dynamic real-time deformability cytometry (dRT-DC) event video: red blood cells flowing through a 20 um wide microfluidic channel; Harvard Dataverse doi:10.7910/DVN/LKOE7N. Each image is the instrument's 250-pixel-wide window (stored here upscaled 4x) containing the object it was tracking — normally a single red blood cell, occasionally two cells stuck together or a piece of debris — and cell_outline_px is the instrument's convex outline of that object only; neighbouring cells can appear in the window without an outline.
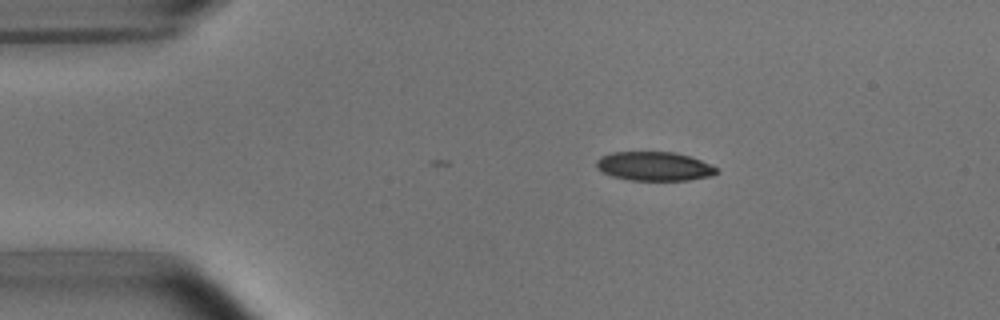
{"species": "common noctule bat (a hibernating species)", "species_latin": "Nyctalus noctula", "temperature_condition": "room temperature", "stored_images_in_passage": 3, "camera_frame_rate_fps": 3000, "um_per_image_px": 0.085, "animal": {"sex": "male", "body_mass_g": 15.6}, "frame": {"image": 1, "passage_image": 1, "time_ms": 0.0, "image_size_px": [1000, 320], "cell_outline_px": [[720, 172], [712, 176], [688, 180], [632, 180], [612, 176], [600, 172], [596, 168], [596, 160], [600, 156], [612, 152], [672, 152], [688, 156], [700, 160], [716, 168]], "centroid_in_image_um": [55.57, 14.14], "position_along_channel_um": 29.4, "area_um2": 20.29}}